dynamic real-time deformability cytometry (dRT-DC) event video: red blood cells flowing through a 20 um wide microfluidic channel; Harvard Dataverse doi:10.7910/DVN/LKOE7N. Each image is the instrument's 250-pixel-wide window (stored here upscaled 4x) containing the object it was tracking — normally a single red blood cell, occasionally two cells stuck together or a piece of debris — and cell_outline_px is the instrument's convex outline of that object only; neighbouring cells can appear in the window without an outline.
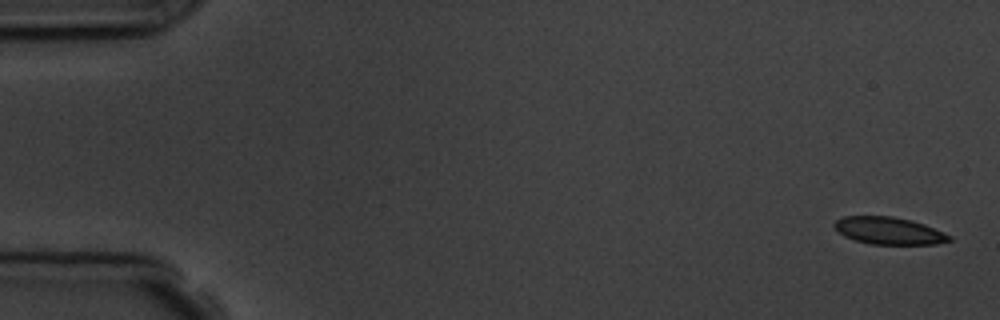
{"species": "common noctule bat (a hibernating species)", "species_latin": "Nyctalus noctula", "temperature_condition": "room temperature", "stored_images_in_passage": 5, "camera_frame_rate_fps": 3000, "um_per_image_px": 0.085, "animal": {"sex": "male", "body_mass_g": 19.5, "forearm_length_mm": 54.6}, "frame": {"image": 1, "passage_image": 1, "time_ms": 0.0, "image_size_px": [1000, 320], "cell_outline_px": [[952, 240], [936, 244], [872, 244], [856, 240], [844, 236], [832, 224], [836, 220], [844, 216], [892, 216], [912, 220], [924, 224], [944, 232], [952, 236]], "centroid_in_image_um": [75.58, 19.61], "position_along_channel_um": 9.4, "area_um2": 18.21}}
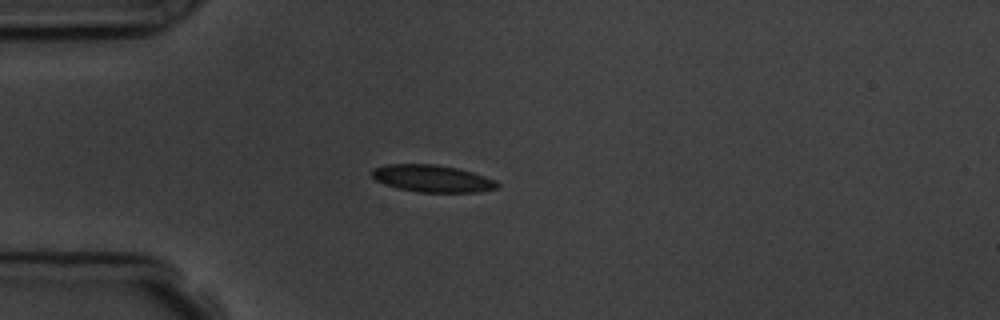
{"frame": {"image": 2, "passage_image": 5, "time_ms": 4.333, "image_size_px": [1000, 320], "cell_outline_px": [[500, 184], [496, 188], [480, 192], [420, 192], [396, 188], [384, 184], [376, 180], [372, 176], [372, 168], [384, 164], [436, 164], [460, 168], [496, 180]], "centroid_in_image_um": [36.74, 15.16], "position_along_channel_um": 48.3, "area_um2": 20.0}}